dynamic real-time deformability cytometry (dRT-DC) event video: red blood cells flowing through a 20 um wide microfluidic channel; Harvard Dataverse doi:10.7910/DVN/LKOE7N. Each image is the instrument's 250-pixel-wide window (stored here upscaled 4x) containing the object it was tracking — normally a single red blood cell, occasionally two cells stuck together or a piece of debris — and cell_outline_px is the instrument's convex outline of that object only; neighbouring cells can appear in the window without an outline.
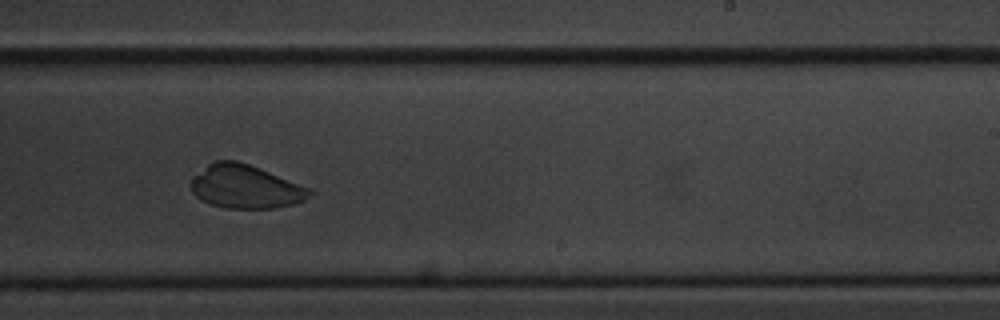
{"species": "common noctule bat (a hibernating species)", "species_latin": "Nyctalus noctula", "temperature_condition": "cold", "stored_images_in_passage": 47, "camera_frame_rate_fps": 3000, "um_per_image_px": 0.085, "animal": {"sex": "male", "body_mass_g": 20.1, "forearm_length_mm": 53.5}, "frame": {"image": 1, "passage_image": 33, "time_ms": 10.667, "image_size_px": [1000, 320], "cell_outline_px": [[316, 192], [304, 200], [296, 204], [272, 208], [224, 208], [208, 204], [200, 200], [192, 192], [188, 184], [212, 160], [236, 160], [248, 164], [312, 188]], "centroid_in_image_um": [20.88, 15.88], "position_along_channel_um": 268.1, "area_um2": 30.29}}
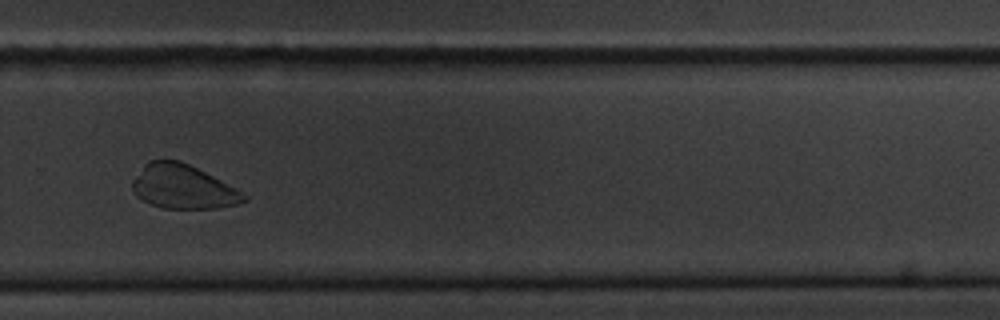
{"frame": {"image": 2, "passage_image": 37, "time_ms": 12.0, "image_size_px": [1000, 320], "cell_outline_px": [[248, 200], [236, 204], [216, 208], [160, 208], [136, 196], [132, 188], [132, 180], [144, 164], [148, 160], [180, 160], [244, 192], [248, 196]], "centroid_in_image_um": [15.54, 15.88], "position_along_channel_um": 314.3, "area_um2": 28.44}}
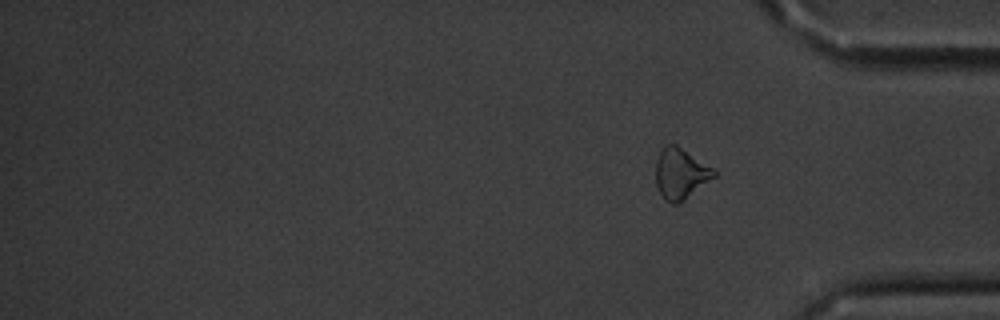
{"frame": {"image": 3, "passage_image": 47, "time_ms": 15.333, "image_size_px": [1000, 320], "cell_outline_px": [[720, 172], [716, 176], [684, 200], [676, 204], [672, 204], [664, 200], [656, 184], [656, 160], [660, 152], [668, 144], [676, 144]], "centroid_in_image_um": [57.87, 14.77], "position_along_channel_um": 377.3, "area_um2": 17.22}}